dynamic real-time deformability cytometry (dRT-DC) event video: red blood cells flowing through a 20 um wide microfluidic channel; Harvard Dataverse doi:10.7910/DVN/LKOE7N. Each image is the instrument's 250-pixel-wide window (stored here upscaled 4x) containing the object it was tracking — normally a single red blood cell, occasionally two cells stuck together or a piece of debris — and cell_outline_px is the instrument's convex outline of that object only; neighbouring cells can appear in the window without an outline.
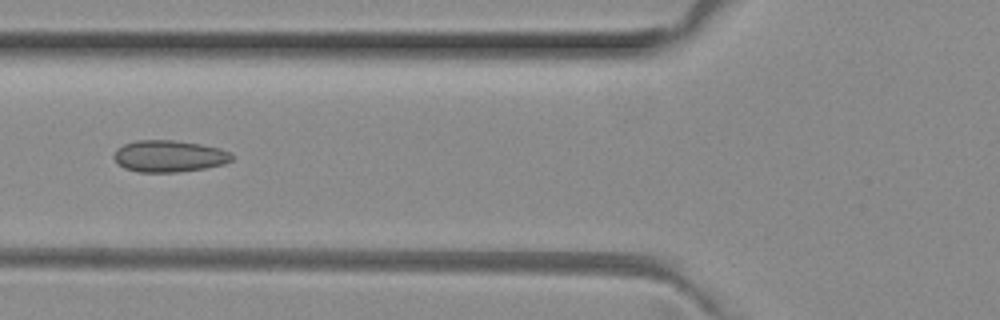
{"species": "common noctule bat (a hibernating species)", "species_latin": "Nyctalus noctula", "temperature_condition": "room temperature", "stored_images_in_passage": 2, "camera_frame_rate_fps": 3000, "um_per_image_px": 0.085, "animal": {"sex": "female", "body_mass_g": 29.2, "forearm_length_mm": 56.3}, "frame": {"image": 1, "passage_image": 2, "time_ms": 0.333, "image_size_px": [1000, 320], "cell_outline_px": [[232, 160], [224, 164], [204, 168], [176, 172], [136, 172], [124, 168], [116, 164], [112, 156], [116, 148], [124, 144], [136, 140], [172, 140], [200, 144], [220, 148], [228, 152], [232, 156]], "centroid_in_image_um": [14.3, 13.27], "position_along_channel_um": 111.5, "area_um2": 21.91}}